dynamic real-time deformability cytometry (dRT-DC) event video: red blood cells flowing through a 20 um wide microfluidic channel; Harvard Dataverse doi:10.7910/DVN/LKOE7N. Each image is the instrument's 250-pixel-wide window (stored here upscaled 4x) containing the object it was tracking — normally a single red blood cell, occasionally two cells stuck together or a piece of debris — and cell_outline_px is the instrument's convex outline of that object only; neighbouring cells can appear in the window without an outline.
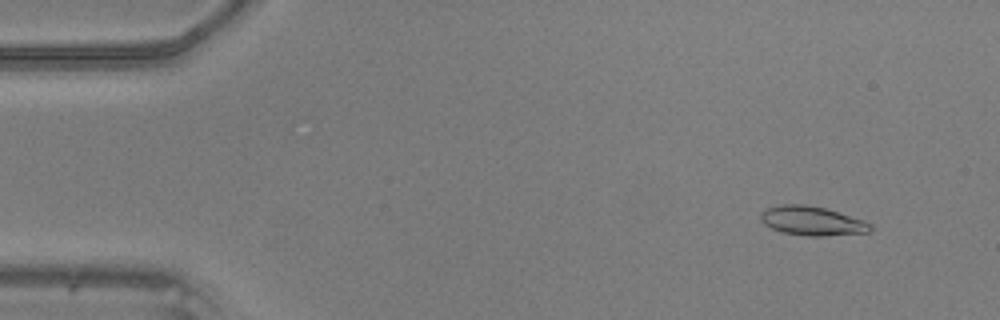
{"species": "common noctule bat (a hibernating species)", "species_latin": "Nyctalus noctula", "temperature_condition": "warm", "stored_images_in_passage": 11, "camera_frame_rate_fps": 3000, "um_per_image_px": 0.085, "animal": {"sex": "male", "body_mass_g": 20.5, "forearm_length_mm": 52.5}, "frame": {"image": 1, "passage_image": 5, "time_ms": 1.333, "image_size_px": [1000, 320], "cell_outline_px": [[872, 228], [868, 232], [824, 236], [808, 236], [780, 232], [764, 224], [760, 220], [760, 212], [764, 208], [784, 204], [804, 204], [824, 208], [864, 220], [872, 224]], "centroid_in_image_um": [68.98, 18.77], "position_along_channel_um": 16.0, "area_um2": 18.67}}